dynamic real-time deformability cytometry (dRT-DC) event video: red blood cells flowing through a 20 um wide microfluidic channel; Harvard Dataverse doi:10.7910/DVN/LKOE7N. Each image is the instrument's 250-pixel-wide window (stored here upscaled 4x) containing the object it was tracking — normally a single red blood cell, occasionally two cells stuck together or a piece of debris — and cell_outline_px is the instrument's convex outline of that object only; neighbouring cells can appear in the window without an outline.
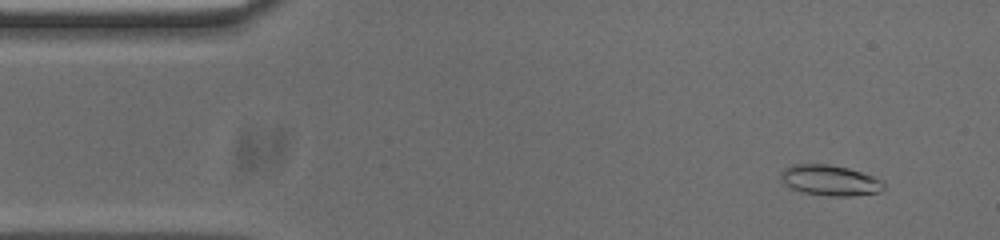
{"species": "common noctule bat (a hibernating species)", "species_latin": "Nyctalus noctula", "temperature_condition": "cold", "stored_images_in_passage": 53, "camera_frame_rate_fps": 3000, "um_per_image_px": 0.085, "animal": {"sex": "male", "body_mass_g": 20.0, "forearm_length_mm": 53.3}, "frame": {"image": 1, "passage_image": 4, "time_ms": 1.0, "image_size_px": [1000, 240], "cell_outline_px": [[884, 188], [880, 192], [856, 196], [828, 196], [804, 192], [792, 188], [784, 184], [780, 176], [780, 172], [784, 168], [792, 164], [828, 164], [848, 168], [884, 180]], "centroid_in_image_um": [70.56, 15.33], "position_along_channel_um": 14.4, "area_um2": 18.44}}
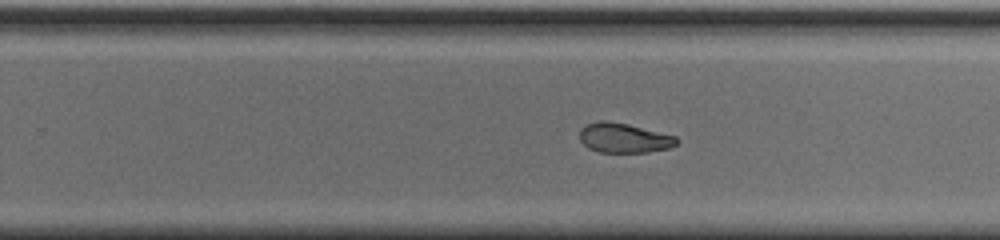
{"frame": {"image": 2, "passage_image": 32, "time_ms": 10.333, "image_size_px": [1000, 240], "cell_outline_px": [[680, 140], [676, 144], [668, 148], [648, 152], [600, 152], [588, 148], [580, 140], [580, 128], [588, 124], [600, 120], [604, 120], [628, 124], [676, 136]], "centroid_in_image_um": [53.03, 11.72], "position_along_channel_um": 276.8, "area_um2": 16.7}}
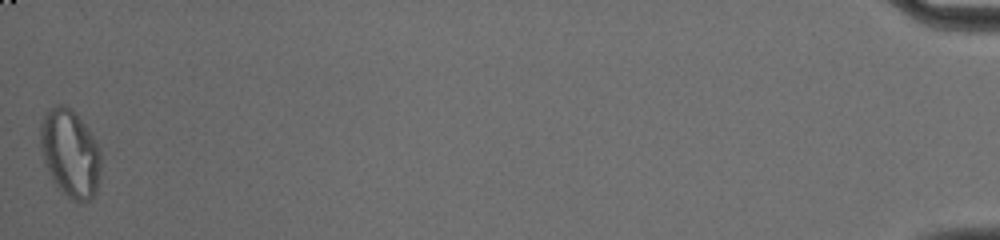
{"frame": {"image": 3, "passage_image": 53, "time_ms": 17.333, "image_size_px": [1000, 240], "cell_outline_px": [[100, 172], [96, 192], [88, 200], [80, 204], [72, 200], [52, 180], [44, 160], [40, 148], [40, 124], [44, 116], [56, 104], [64, 104], [72, 108], [88, 128], [100, 148]], "centroid_in_image_um": [5.97, 13.01], "position_along_channel_um": 429.2, "area_um2": 30.92}, "authors_computed_cell_mechanics": {"area_um2": 18.207, "velocity_mm_per_s": 3.7316, "shape_relaxation_time_tau1_ms": null, "shape_relaxation_time_tau2_ms": 9.5127, "deformation_change_tau1": null, "deformation_change_tau2": 0.1357}}